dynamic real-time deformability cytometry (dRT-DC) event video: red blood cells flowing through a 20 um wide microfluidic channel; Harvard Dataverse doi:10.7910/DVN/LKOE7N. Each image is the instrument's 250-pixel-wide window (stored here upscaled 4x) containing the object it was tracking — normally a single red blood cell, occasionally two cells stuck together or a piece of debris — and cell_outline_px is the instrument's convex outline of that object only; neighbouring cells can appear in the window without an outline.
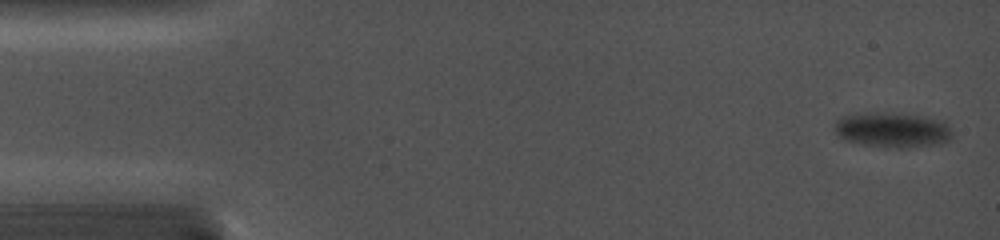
{"species": "common noctule bat (a hibernating species)", "species_latin": "Nyctalus noctula", "temperature_condition": "cold", "stored_images_in_passage": 44, "camera_frame_rate_fps": 5000, "um_per_image_px": 0.085, "animal": {"sex": "female", "body_mass_g": 19.0, "forearm_length_mm": 56.7}, "frame": {"image": 1, "passage_image": 1, "time_ms": 0.0, "image_size_px": [1000, 240], "cell_outline_px": [[952, 136], [948, 140], [936, 144], [900, 148], [864, 144], [844, 140], [836, 132], [836, 120], [844, 116], [872, 112], [884, 112], [920, 116], [936, 120], [944, 124], [952, 132]], "centroid_in_image_um": [75.82, 11.04], "position_along_channel_um": 9.2, "area_um2": 23.29}}
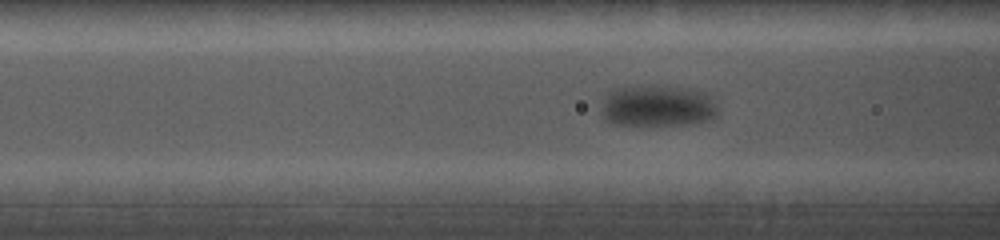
{"frame": {"image": 2, "passage_image": 17, "time_ms": 6.6, "image_size_px": [1000, 240], "cell_outline_px": [[716, 116], [700, 124], [612, 124], [604, 116], [600, 108], [608, 92], [612, 88], [652, 84], [664, 84], [692, 88], [708, 96], [716, 108]], "centroid_in_image_um": [55.86, 8.96], "position_along_channel_um": 110.7, "area_um2": 28.44}}
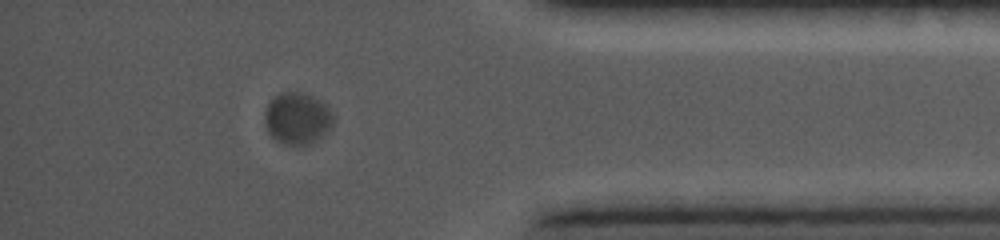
{"frame": {"image": 3, "passage_image": 39, "time_ms": 15.4, "image_size_px": [1000, 240], "cell_outline_px": [[332, 128], [308, 144], [284, 144], [276, 140], [268, 132], [264, 120], [264, 112], [268, 104], [280, 92], [304, 92], [320, 100], [328, 108], [332, 116]], "centroid_in_image_um": [25.24, 10.04], "position_along_channel_um": 410.0, "area_um2": 20.35}}